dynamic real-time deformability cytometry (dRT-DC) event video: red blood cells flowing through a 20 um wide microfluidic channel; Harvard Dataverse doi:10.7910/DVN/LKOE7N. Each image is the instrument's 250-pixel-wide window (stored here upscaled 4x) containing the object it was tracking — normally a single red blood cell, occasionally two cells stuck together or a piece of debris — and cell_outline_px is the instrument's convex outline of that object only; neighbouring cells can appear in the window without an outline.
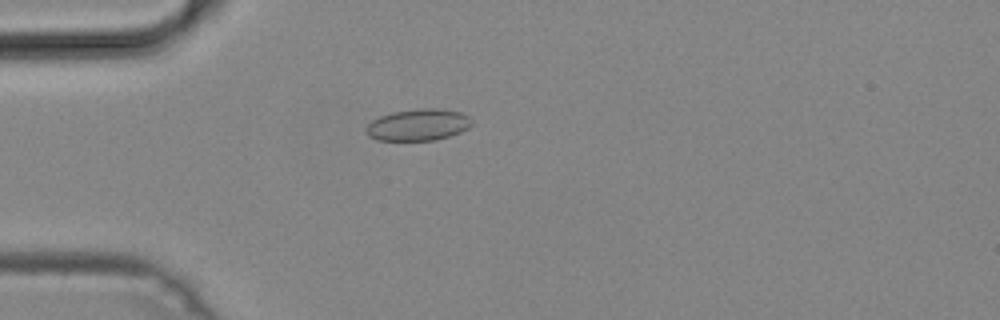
{"species": "common noctule bat (a hibernating species)", "species_latin": "Nyctalus noctula", "temperature_condition": "cold", "stored_images_in_passage": 50, "camera_frame_rate_fps": 3000, "um_per_image_px": 0.085, "animal": {"sex": "male", "body_mass_g": 19.2, "forearm_length_mm": 51.8}, "frame": {"image": 1, "passage_image": 14, "time_ms": 4.333, "image_size_px": [1000, 320], "cell_outline_px": [[472, 124], [468, 128], [460, 132], [436, 140], [376, 140], [368, 136], [364, 132], [364, 128], [372, 120], [380, 116], [392, 112], [420, 108], [436, 108], [460, 112], [468, 116], [472, 120]], "centroid_in_image_um": [35.51, 10.61], "position_along_channel_um": 49.5, "area_um2": 19.59}}
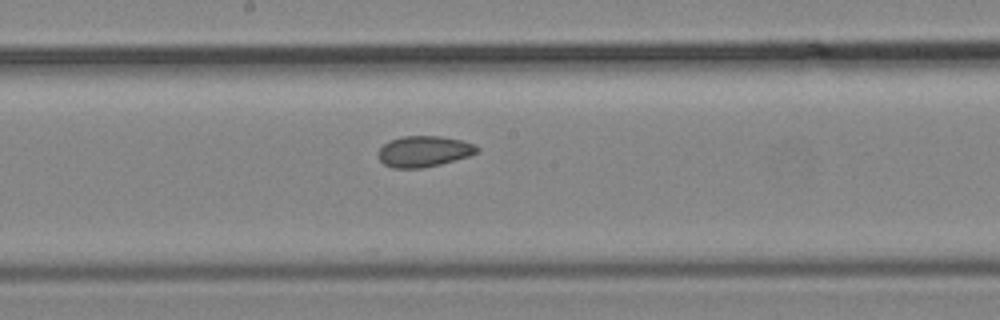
{"frame": {"image": 2, "passage_image": 27, "time_ms": 8.667, "image_size_px": [1000, 320], "cell_outline_px": [[480, 152], [468, 156], [440, 164], [424, 168], [392, 168], [384, 164], [380, 160], [380, 148], [388, 140], [404, 136], [440, 136], [460, 140], [476, 144], [480, 148]], "centroid_in_image_um": [36.06, 12.86], "position_along_channel_um": 212.1, "area_um2": 17.8}}
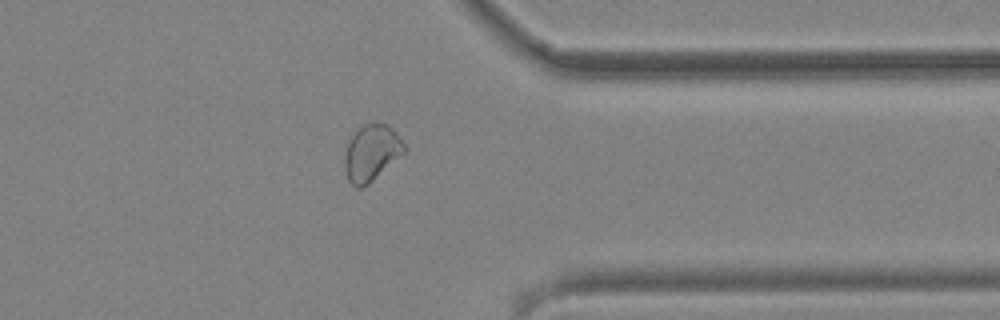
{"frame": {"image": 3, "passage_image": 40, "time_ms": 13.0, "image_size_px": [1000, 320], "cell_outline_px": [[408, 148], [404, 152], [368, 184], [360, 188], [356, 188], [348, 180], [344, 168], [344, 156], [348, 144], [352, 136], [364, 124], [372, 120], [384, 124], [392, 128], [400, 136]], "centroid_in_image_um": [31.58, 12.96], "position_along_channel_um": 379.8, "area_um2": 19.48}}